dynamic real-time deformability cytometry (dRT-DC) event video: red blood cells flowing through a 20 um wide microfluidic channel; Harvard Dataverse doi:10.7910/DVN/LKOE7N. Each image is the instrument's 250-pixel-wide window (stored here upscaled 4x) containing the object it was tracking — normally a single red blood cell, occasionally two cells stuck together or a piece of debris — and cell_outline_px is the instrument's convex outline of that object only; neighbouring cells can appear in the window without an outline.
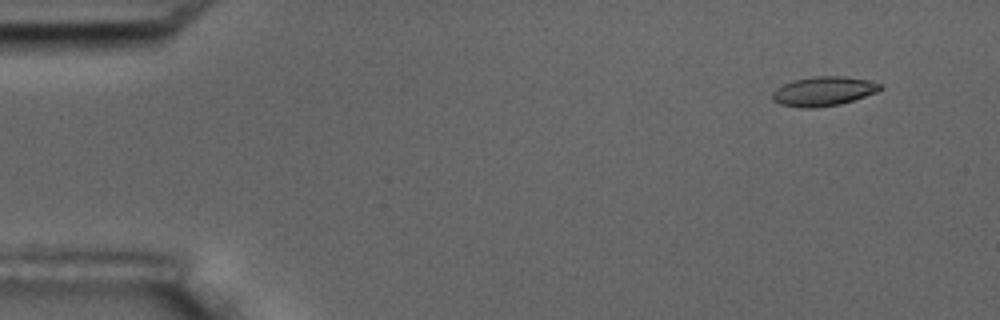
{"species": "common noctule bat (a hibernating species)", "species_latin": "Nyctalus noctula", "temperature_condition": "room temperature", "stored_images_in_passage": 17, "camera_frame_rate_fps": 3000, "um_per_image_px": 0.085, "animal": {"sex": "male", "body_mass_g": 17.5, "forearm_length_mm": 52.3}, "frame": {"image": 1, "passage_image": 2, "time_ms": 1.0, "image_size_px": [1000, 320], "cell_outline_px": [[884, 88], [876, 92], [840, 104], [816, 108], [800, 108], [780, 104], [772, 100], [772, 92], [776, 88], [792, 80], [812, 76], [844, 76], [868, 80], [884, 84]], "centroid_in_image_um": [69.99, 7.75], "position_along_channel_um": 15.0, "area_um2": 18.61}}
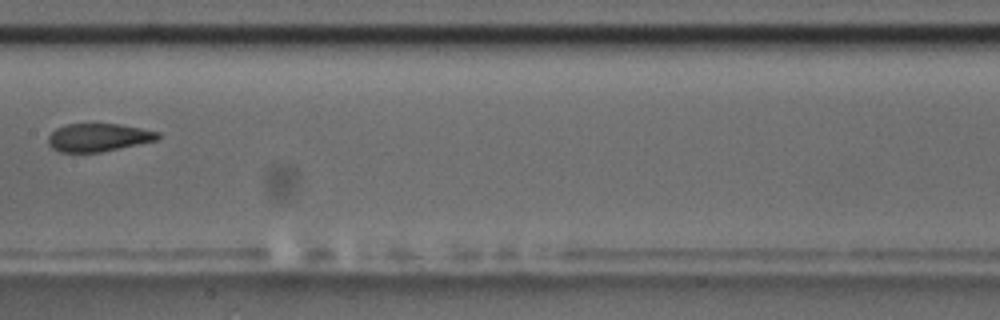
{"frame": {"image": 2, "passage_image": 9, "time_ms": 9.333, "image_size_px": [1000, 320], "cell_outline_px": [[160, 136], [156, 140], [100, 152], [60, 152], [52, 148], [48, 144], [48, 136], [56, 128], [68, 124], [120, 124], [160, 132]], "centroid_in_image_um": [8.34, 11.68], "position_along_channel_um": 199.1, "area_um2": 17.74}}
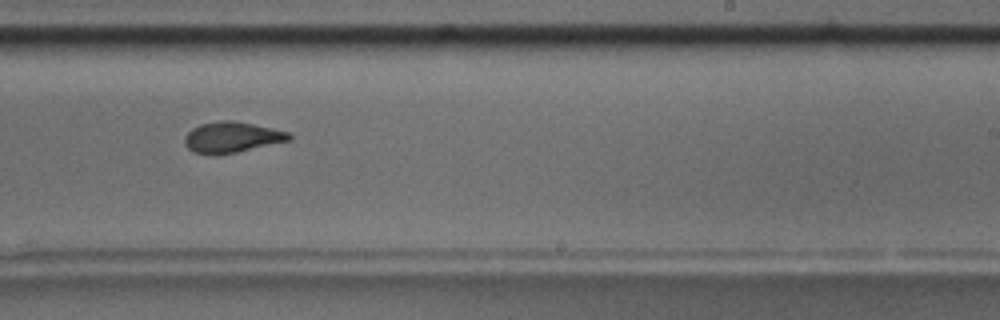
{"frame": {"image": 3, "passage_image": 11, "time_ms": 11.333, "image_size_px": [1000, 320], "cell_outline_px": [[292, 140], [236, 152], [212, 156], [192, 152], [184, 144], [184, 136], [192, 128], [200, 124], [220, 120], [232, 120], [292, 132]], "centroid_in_image_um": [19.7, 11.67], "position_along_channel_um": 269.3, "area_um2": 19.02}, "authors_computed_cell_mechanics": {"area_um2": 18.8428, "velocity_mm_per_s": 3.5129, "shape_relaxation_time_tau1_ms": 5.3507, "shape_relaxation_time_tau2_ms": 1.9886, "deformation_change_tau1": 0.1291, "deformation_change_tau2": 0.0599}}